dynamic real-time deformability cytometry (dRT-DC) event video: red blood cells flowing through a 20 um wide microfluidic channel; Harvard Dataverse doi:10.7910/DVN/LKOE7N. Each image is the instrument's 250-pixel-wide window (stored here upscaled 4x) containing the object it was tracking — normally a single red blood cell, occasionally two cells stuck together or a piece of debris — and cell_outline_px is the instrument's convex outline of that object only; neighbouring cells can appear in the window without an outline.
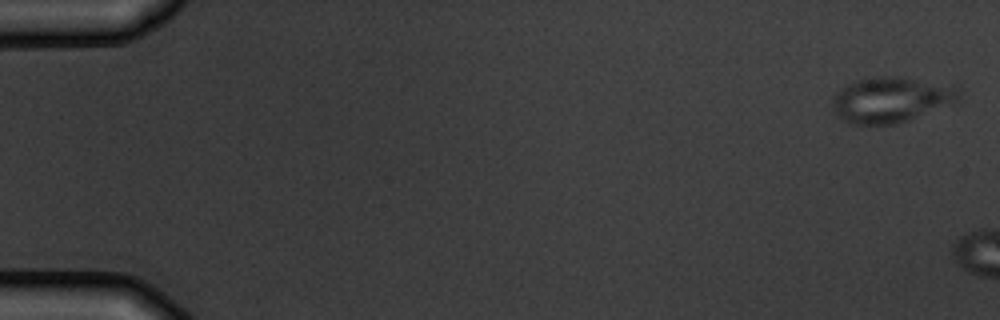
{"species": "common noctule bat (a hibernating species)", "species_latin": "Nyctalus noctula", "temperature_condition": "warm", "stored_images_in_passage": 3, "camera_frame_rate_fps": 3000, "um_per_image_px": 0.085, "animal": {"sex": "male", "body_mass_g": 19.5, "forearm_length_mm": 54.6}, "frame": {"image": 1, "passage_image": 1, "time_ms": 0.0, "image_size_px": [1000, 320], "cell_outline_px": [[960, 96], [956, 100], [896, 124], [852, 124], [844, 120], [840, 116], [832, 104], [832, 96], [840, 88], [856, 80], [876, 76], [900, 76], [956, 84]], "centroid_in_image_um": [75.72, 8.42], "position_along_channel_um": 9.3, "area_um2": 33.18}}